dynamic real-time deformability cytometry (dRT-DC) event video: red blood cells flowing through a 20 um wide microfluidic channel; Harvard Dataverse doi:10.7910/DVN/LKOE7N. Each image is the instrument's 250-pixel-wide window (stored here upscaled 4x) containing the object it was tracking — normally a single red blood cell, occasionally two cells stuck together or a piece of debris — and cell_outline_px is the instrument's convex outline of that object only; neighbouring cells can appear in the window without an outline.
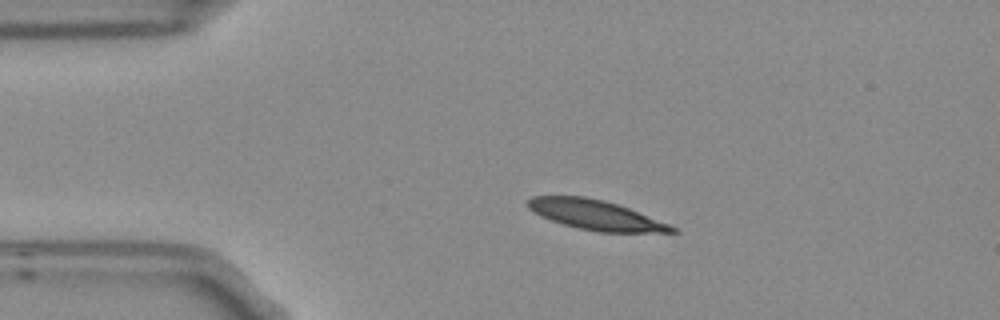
{"species": "Egyptian fruit bat (a non-hibernating species)", "species_latin": "Rousettus aegyptiacus", "temperature_condition": "room temperature", "stored_images_in_passage": 3, "camera_frame_rate_fps": 3000, "um_per_image_px": 0.085, "frame": {"image": 1, "passage_image": 2, "time_ms": 0.333, "image_size_px": [1000, 320], "cell_outline_px": [[680, 232], [600, 232], [580, 228], [564, 224], [540, 216], [528, 208], [528, 200], [532, 196], [584, 196], [604, 200], [628, 208], [668, 224], [676, 228]], "centroid_in_image_um": [50.6, 18.26], "position_along_channel_um": 34.4, "area_um2": 24.51}}